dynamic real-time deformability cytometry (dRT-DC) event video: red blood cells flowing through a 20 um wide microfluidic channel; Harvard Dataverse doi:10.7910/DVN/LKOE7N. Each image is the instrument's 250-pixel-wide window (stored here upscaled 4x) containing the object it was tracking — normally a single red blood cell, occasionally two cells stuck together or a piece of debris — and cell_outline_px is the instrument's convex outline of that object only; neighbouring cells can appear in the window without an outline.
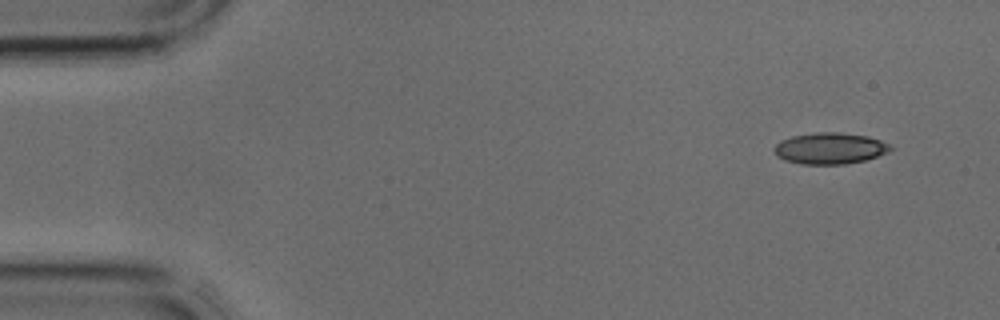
{"species": "common noctule bat (a hibernating species)", "species_latin": "Nyctalus noctula", "temperature_condition": "cold", "stored_images_in_passage": 3, "camera_frame_rate_fps": 3000, "um_per_image_px": 0.085, "animal": {"sex": "male", "body_mass_g": 17.9, "forearm_length_mm": 54.2}, "frame": {"image": 1, "passage_image": 1, "time_ms": 0.0, "image_size_px": [1000, 320], "cell_outline_px": [[892, 148], [888, 152], [864, 160], [844, 164], [800, 164], [784, 160], [776, 156], [772, 148], [780, 140], [792, 136], [816, 132], [840, 132], [868, 136], [880, 140], [888, 144]], "centroid_in_image_um": [70.49, 12.6], "position_along_channel_um": 14.5, "area_um2": 21.27}}
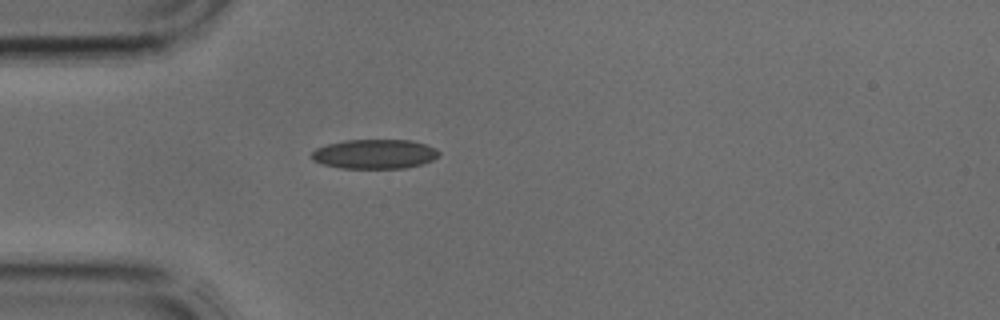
{"frame": {"image": 2, "passage_image": 3, "time_ms": 0.667, "image_size_px": [1000, 320], "cell_outline_px": [[440, 156], [432, 160], [420, 164], [404, 168], [340, 168], [324, 164], [312, 160], [312, 152], [316, 148], [328, 144], [344, 140], [412, 140], [436, 148], [440, 152]], "centroid_in_image_um": [31.86, 13.09], "position_along_channel_um": 53.1, "area_um2": 21.79}}